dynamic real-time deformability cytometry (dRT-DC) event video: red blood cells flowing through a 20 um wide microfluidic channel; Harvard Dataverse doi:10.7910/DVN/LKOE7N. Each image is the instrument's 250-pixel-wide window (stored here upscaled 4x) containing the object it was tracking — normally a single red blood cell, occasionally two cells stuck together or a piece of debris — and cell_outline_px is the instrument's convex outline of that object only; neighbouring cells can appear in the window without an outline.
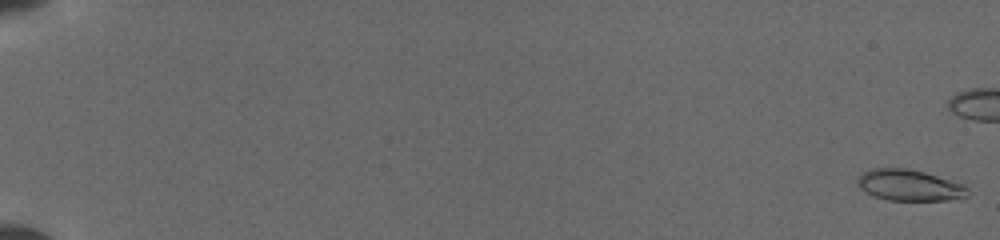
{"species": "common noctule bat (a hibernating species)", "species_latin": "Nyctalus noctula", "temperature_condition": "cold", "stored_images_in_passage": 26, "camera_frame_rate_fps": 3000, "um_per_image_px": 0.085, "animal": {"sex": "female", "body_mass_g": 19.5, "forearm_length_mm": 54.1}, "frame": {"image": 1, "passage_image": 1, "time_ms": 0.0, "image_size_px": [1000, 240], "cell_outline_px": [[968, 196], [944, 200], [888, 200], [876, 196], [860, 188], [856, 184], [856, 180], [864, 172], [872, 168], [908, 168], [924, 172], [964, 184], [968, 188]], "centroid_in_image_um": [77.3, 15.73], "position_along_channel_um": 7.7, "area_um2": 19.83}}
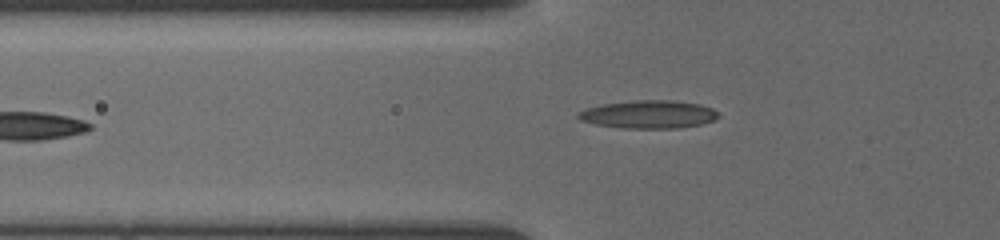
{"frame": {"image": 2, "passage_image": 26, "time_ms": 8.0, "image_size_px": [1000, 240], "cell_outline_px": [[720, 116], [712, 120], [700, 124], [676, 128], [624, 128], [596, 124], [580, 120], [576, 116], [584, 108], [604, 104], [640, 100], [672, 100], [700, 104], [712, 108], [720, 112]], "centroid_in_image_um": [55.15, 9.72], "position_along_channel_um": 70.6, "area_um2": 22.72}}